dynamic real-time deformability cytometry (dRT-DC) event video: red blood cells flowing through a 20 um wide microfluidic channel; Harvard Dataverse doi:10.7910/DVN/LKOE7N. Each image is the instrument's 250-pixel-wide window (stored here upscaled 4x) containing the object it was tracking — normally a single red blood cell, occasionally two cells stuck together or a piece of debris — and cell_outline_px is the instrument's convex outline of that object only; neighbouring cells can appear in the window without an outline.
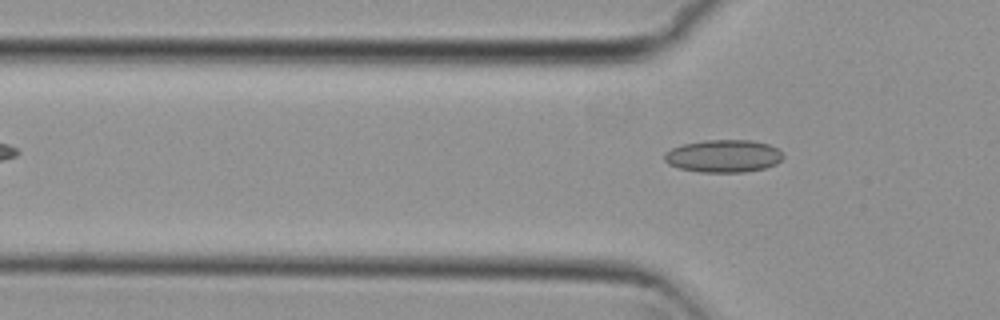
{"species": "common noctule bat (a hibernating species)", "species_latin": "Nyctalus noctula", "temperature_condition": "cold", "stored_images_in_passage": 4, "segment_of_instrument_passage": [2, 2], "camera_frame_rate_fps": 3000, "um_per_image_px": 0.085, "animal": {"sex": "female", "body_mass_g": 29.2, "forearm_length_mm": 56.3}, "frame": {"image": 1, "passage_image": 4, "time_ms": 1.0, "image_size_px": [1000, 320], "cell_outline_px": [[784, 156], [776, 164], [764, 168], [744, 172], [700, 172], [680, 168], [668, 164], [664, 160], [664, 152], [672, 148], [684, 144], [704, 140], [752, 140], [768, 144], [776, 148]], "centroid_in_image_um": [61.47, 13.26], "position_along_channel_um": 64.3, "area_um2": 22.48}}